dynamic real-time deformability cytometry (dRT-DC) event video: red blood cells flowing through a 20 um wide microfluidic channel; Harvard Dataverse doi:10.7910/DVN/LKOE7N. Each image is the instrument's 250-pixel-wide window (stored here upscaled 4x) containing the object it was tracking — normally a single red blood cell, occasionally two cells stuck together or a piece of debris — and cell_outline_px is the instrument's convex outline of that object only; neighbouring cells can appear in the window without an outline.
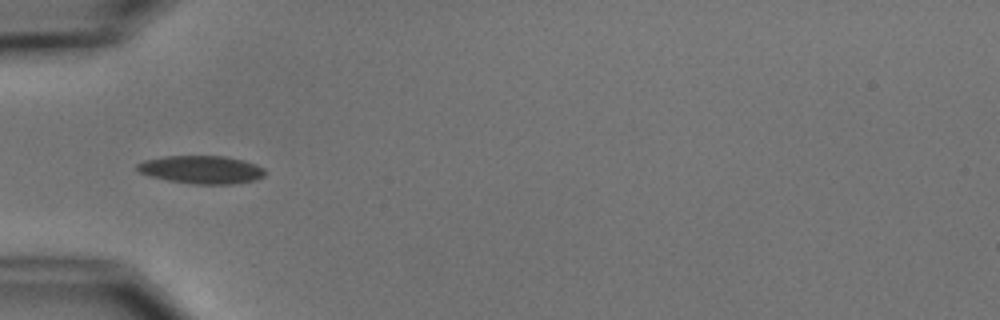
{"species": "common noctule bat (a hibernating species)", "species_latin": "Nyctalus noctula", "temperature_condition": "cold", "stored_images_in_passage": 9, "camera_frame_rate_fps": 3000, "um_per_image_px": 0.085, "animal": {"sex": "male", "body_mass_g": 15.6}, "frame": {"image": 1, "passage_image": 4, "time_ms": 4.333, "image_size_px": [1000, 320], "cell_outline_px": [[268, 172], [264, 176], [256, 180], [232, 184], [192, 184], [168, 180], [152, 176], [140, 172], [136, 168], [136, 164], [144, 160], [164, 156], [224, 156], [244, 160], [256, 164], [264, 168]], "centroid_in_image_um": [17.17, 14.42], "position_along_channel_um": 67.8, "area_um2": 20.98}}
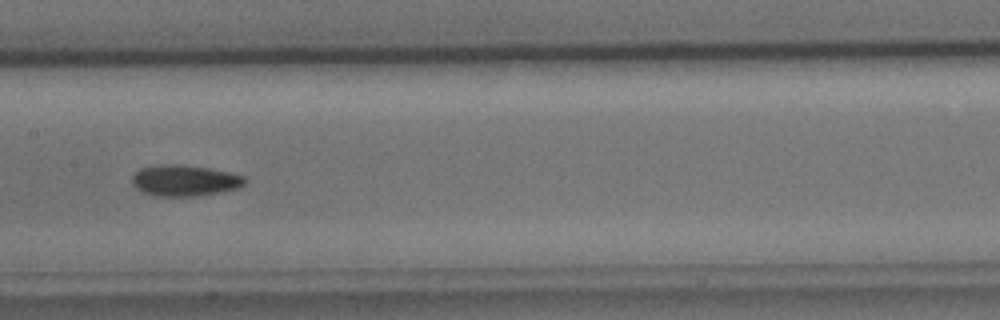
{"frame": {"image": 2, "passage_image": 7, "time_ms": 7.667, "image_size_px": [1000, 320], "cell_outline_px": [[248, 180], [240, 188], [220, 192], [196, 196], [152, 196], [136, 188], [132, 184], [132, 176], [140, 168], [164, 164], [176, 164], [208, 168], [228, 172], [244, 176]], "centroid_in_image_um": [15.7, 15.35], "position_along_channel_um": 191.7, "area_um2": 20.46}}
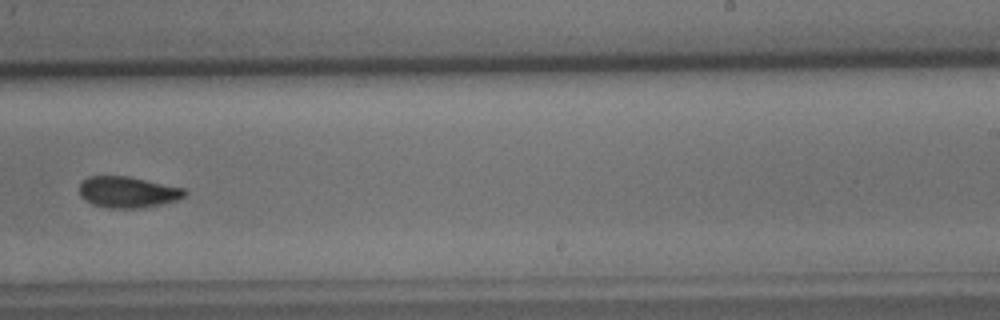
{"frame": {"image": 3, "passage_image": 9, "time_ms": 10.0, "image_size_px": [1000, 320], "cell_outline_px": [[188, 192], [180, 200], [160, 204], [136, 208], [108, 208], [92, 204], [84, 200], [80, 196], [80, 180], [88, 176], [128, 176], [184, 188]], "centroid_in_image_um": [10.84, 16.32], "position_along_channel_um": 278.2, "area_um2": 19.25}}